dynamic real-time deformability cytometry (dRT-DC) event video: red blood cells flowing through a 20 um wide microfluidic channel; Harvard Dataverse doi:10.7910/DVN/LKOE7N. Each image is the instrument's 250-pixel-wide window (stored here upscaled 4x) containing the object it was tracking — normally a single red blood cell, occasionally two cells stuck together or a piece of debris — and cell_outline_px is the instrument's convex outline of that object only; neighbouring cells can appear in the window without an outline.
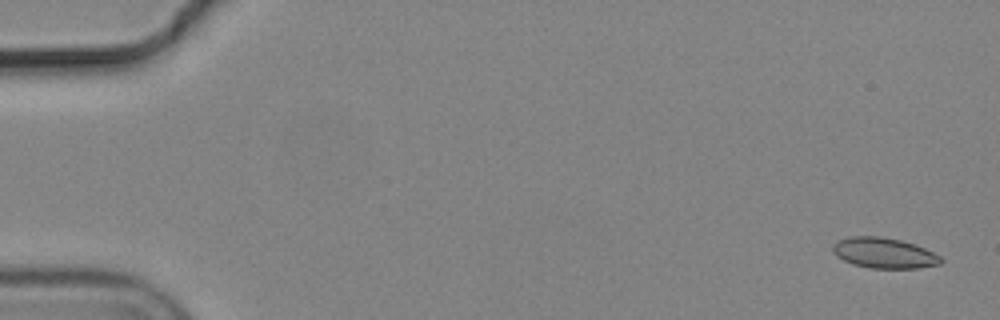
{"species": "common noctule bat (a hibernating species)", "species_latin": "Nyctalus noctula", "temperature_condition": "cold", "stored_images_in_passage": 15, "camera_frame_rate_fps": 3000, "um_per_image_px": 0.085, "animal": {"sex": "male", "body_mass_g": 19.2, "forearm_length_mm": 51.8}, "frame": {"image": 1, "passage_image": 2, "time_ms": 0.333, "image_size_px": [1000, 320], "cell_outline_px": [[944, 260], [940, 264], [916, 268], [868, 268], [852, 264], [836, 256], [832, 252], [832, 244], [848, 236], [880, 236], [900, 240], [924, 248], [940, 256]], "centroid_in_image_um": [75.1, 21.5], "position_along_channel_um": 9.9, "area_um2": 19.19}}
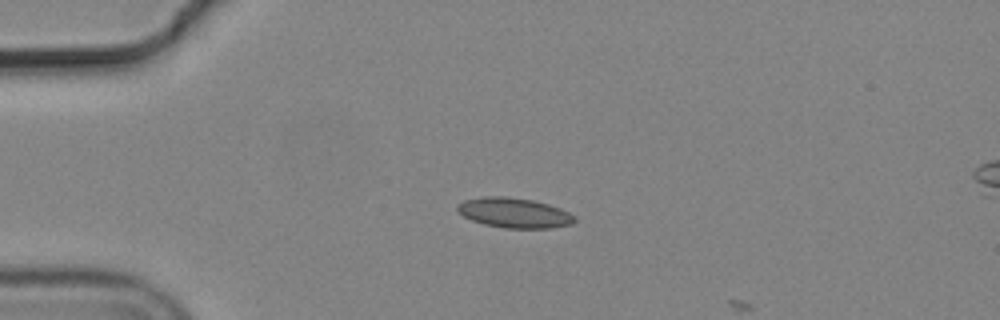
{"frame": {"image": 2, "passage_image": 14, "time_ms": 4.333, "image_size_px": [1000, 320], "cell_outline_px": [[576, 220], [572, 224], [552, 228], [504, 228], [484, 224], [472, 220], [456, 212], [456, 204], [464, 200], [484, 196], [508, 196], [532, 200], [548, 204], [560, 208], [576, 216]], "centroid_in_image_um": [43.69, 18.08], "position_along_channel_um": 41.3, "area_um2": 20.69}}